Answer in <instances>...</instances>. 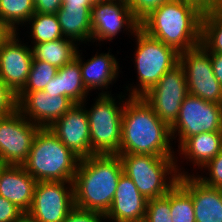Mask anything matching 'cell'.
I'll list each match as a JSON object with an SVG mask.
<instances>
[{
    "mask_svg": "<svg viewBox=\"0 0 222 222\" xmlns=\"http://www.w3.org/2000/svg\"><path fill=\"white\" fill-rule=\"evenodd\" d=\"M128 99V100H127ZM122 115L121 145L118 154H151L174 157L171 129L161 121L142 97H129ZM173 153V154H172Z\"/></svg>",
    "mask_w": 222,
    "mask_h": 222,
    "instance_id": "6da1fadb",
    "label": "cell"
},
{
    "mask_svg": "<svg viewBox=\"0 0 222 222\" xmlns=\"http://www.w3.org/2000/svg\"><path fill=\"white\" fill-rule=\"evenodd\" d=\"M122 173L123 165L118 154L81 158L73 180L74 206L105 215Z\"/></svg>",
    "mask_w": 222,
    "mask_h": 222,
    "instance_id": "7a4b0ae2",
    "label": "cell"
},
{
    "mask_svg": "<svg viewBox=\"0 0 222 222\" xmlns=\"http://www.w3.org/2000/svg\"><path fill=\"white\" fill-rule=\"evenodd\" d=\"M203 14L190 2L172 0L152 10L140 21V28L180 53L201 44Z\"/></svg>",
    "mask_w": 222,
    "mask_h": 222,
    "instance_id": "3957f363",
    "label": "cell"
},
{
    "mask_svg": "<svg viewBox=\"0 0 222 222\" xmlns=\"http://www.w3.org/2000/svg\"><path fill=\"white\" fill-rule=\"evenodd\" d=\"M80 159L49 128H39L22 166L37 182H73Z\"/></svg>",
    "mask_w": 222,
    "mask_h": 222,
    "instance_id": "277c9868",
    "label": "cell"
},
{
    "mask_svg": "<svg viewBox=\"0 0 222 222\" xmlns=\"http://www.w3.org/2000/svg\"><path fill=\"white\" fill-rule=\"evenodd\" d=\"M118 155L122 161L123 173L132 179L147 200L166 195L178 182L180 173L175 157L151 154ZM167 174L171 177H166Z\"/></svg>",
    "mask_w": 222,
    "mask_h": 222,
    "instance_id": "5b68a950",
    "label": "cell"
},
{
    "mask_svg": "<svg viewBox=\"0 0 222 222\" xmlns=\"http://www.w3.org/2000/svg\"><path fill=\"white\" fill-rule=\"evenodd\" d=\"M135 36L138 45L134 61L140 83L139 87H133L128 97H142L179 63L180 53L175 48L149 36L141 28L134 33Z\"/></svg>",
    "mask_w": 222,
    "mask_h": 222,
    "instance_id": "8992f818",
    "label": "cell"
},
{
    "mask_svg": "<svg viewBox=\"0 0 222 222\" xmlns=\"http://www.w3.org/2000/svg\"><path fill=\"white\" fill-rule=\"evenodd\" d=\"M90 110L86 109L90 126L91 155L118 154L121 145L124 104L117 106L115 98L101 92Z\"/></svg>",
    "mask_w": 222,
    "mask_h": 222,
    "instance_id": "52a82bcc",
    "label": "cell"
},
{
    "mask_svg": "<svg viewBox=\"0 0 222 222\" xmlns=\"http://www.w3.org/2000/svg\"><path fill=\"white\" fill-rule=\"evenodd\" d=\"M171 136H179V146L188 138L203 132H222V105L188 94L178 117L170 127Z\"/></svg>",
    "mask_w": 222,
    "mask_h": 222,
    "instance_id": "ba28073f",
    "label": "cell"
},
{
    "mask_svg": "<svg viewBox=\"0 0 222 222\" xmlns=\"http://www.w3.org/2000/svg\"><path fill=\"white\" fill-rule=\"evenodd\" d=\"M188 94L222 105V85L213 73L209 51L198 45L179 54Z\"/></svg>",
    "mask_w": 222,
    "mask_h": 222,
    "instance_id": "9c48e42d",
    "label": "cell"
},
{
    "mask_svg": "<svg viewBox=\"0 0 222 222\" xmlns=\"http://www.w3.org/2000/svg\"><path fill=\"white\" fill-rule=\"evenodd\" d=\"M187 95L185 72L182 65L178 63L168 70L142 98L152 107L161 121L171 127Z\"/></svg>",
    "mask_w": 222,
    "mask_h": 222,
    "instance_id": "30bf717a",
    "label": "cell"
},
{
    "mask_svg": "<svg viewBox=\"0 0 222 222\" xmlns=\"http://www.w3.org/2000/svg\"><path fill=\"white\" fill-rule=\"evenodd\" d=\"M39 128L18 110L0 117V163L23 165Z\"/></svg>",
    "mask_w": 222,
    "mask_h": 222,
    "instance_id": "8fae6325",
    "label": "cell"
},
{
    "mask_svg": "<svg viewBox=\"0 0 222 222\" xmlns=\"http://www.w3.org/2000/svg\"><path fill=\"white\" fill-rule=\"evenodd\" d=\"M74 207L73 182L40 181L27 213L39 222H63Z\"/></svg>",
    "mask_w": 222,
    "mask_h": 222,
    "instance_id": "7c38bea8",
    "label": "cell"
},
{
    "mask_svg": "<svg viewBox=\"0 0 222 222\" xmlns=\"http://www.w3.org/2000/svg\"><path fill=\"white\" fill-rule=\"evenodd\" d=\"M91 25L92 40L111 41L124 27L134 34L140 28V21L133 15L126 1L106 0L93 4Z\"/></svg>",
    "mask_w": 222,
    "mask_h": 222,
    "instance_id": "4fadbf2b",
    "label": "cell"
},
{
    "mask_svg": "<svg viewBox=\"0 0 222 222\" xmlns=\"http://www.w3.org/2000/svg\"><path fill=\"white\" fill-rule=\"evenodd\" d=\"M73 105L68 97L49 95L43 90L20 91L17 94V110L40 128L51 127Z\"/></svg>",
    "mask_w": 222,
    "mask_h": 222,
    "instance_id": "5bb4252c",
    "label": "cell"
},
{
    "mask_svg": "<svg viewBox=\"0 0 222 222\" xmlns=\"http://www.w3.org/2000/svg\"><path fill=\"white\" fill-rule=\"evenodd\" d=\"M12 33L0 44V79L18 94L25 86L33 62L32 49Z\"/></svg>",
    "mask_w": 222,
    "mask_h": 222,
    "instance_id": "9a60e30c",
    "label": "cell"
},
{
    "mask_svg": "<svg viewBox=\"0 0 222 222\" xmlns=\"http://www.w3.org/2000/svg\"><path fill=\"white\" fill-rule=\"evenodd\" d=\"M85 109L84 102L75 103L49 127L57 138L80 158L91 156L90 126Z\"/></svg>",
    "mask_w": 222,
    "mask_h": 222,
    "instance_id": "2e32d148",
    "label": "cell"
},
{
    "mask_svg": "<svg viewBox=\"0 0 222 222\" xmlns=\"http://www.w3.org/2000/svg\"><path fill=\"white\" fill-rule=\"evenodd\" d=\"M191 197L196 222H222V189L181 172L177 182Z\"/></svg>",
    "mask_w": 222,
    "mask_h": 222,
    "instance_id": "e0dca14e",
    "label": "cell"
},
{
    "mask_svg": "<svg viewBox=\"0 0 222 222\" xmlns=\"http://www.w3.org/2000/svg\"><path fill=\"white\" fill-rule=\"evenodd\" d=\"M147 199L139 192L132 179L121 174L111 207L104 215L112 222H134L145 219Z\"/></svg>",
    "mask_w": 222,
    "mask_h": 222,
    "instance_id": "ac0fdd59",
    "label": "cell"
},
{
    "mask_svg": "<svg viewBox=\"0 0 222 222\" xmlns=\"http://www.w3.org/2000/svg\"><path fill=\"white\" fill-rule=\"evenodd\" d=\"M36 183L22 165L0 166V196L24 213L31 208Z\"/></svg>",
    "mask_w": 222,
    "mask_h": 222,
    "instance_id": "d6986e66",
    "label": "cell"
},
{
    "mask_svg": "<svg viewBox=\"0 0 222 222\" xmlns=\"http://www.w3.org/2000/svg\"><path fill=\"white\" fill-rule=\"evenodd\" d=\"M80 53L77 51L76 59L79 61L82 81L86 90L89 92L92 89H106L108 85L115 80L119 73V65L115 59V56L101 53L88 59L87 62L83 63L80 58ZM97 87V88H96ZM99 87V88H98Z\"/></svg>",
    "mask_w": 222,
    "mask_h": 222,
    "instance_id": "ffe728a7",
    "label": "cell"
},
{
    "mask_svg": "<svg viewBox=\"0 0 222 222\" xmlns=\"http://www.w3.org/2000/svg\"><path fill=\"white\" fill-rule=\"evenodd\" d=\"M47 94L68 97L74 104L86 102L88 91L82 81L79 61L74 58L57 70L56 75L43 90ZM87 94V95H86ZM86 97V98H85Z\"/></svg>",
    "mask_w": 222,
    "mask_h": 222,
    "instance_id": "44dd1931",
    "label": "cell"
},
{
    "mask_svg": "<svg viewBox=\"0 0 222 222\" xmlns=\"http://www.w3.org/2000/svg\"><path fill=\"white\" fill-rule=\"evenodd\" d=\"M93 5H61L56 12L64 38L77 42L92 40L91 10Z\"/></svg>",
    "mask_w": 222,
    "mask_h": 222,
    "instance_id": "7402d4cb",
    "label": "cell"
},
{
    "mask_svg": "<svg viewBox=\"0 0 222 222\" xmlns=\"http://www.w3.org/2000/svg\"><path fill=\"white\" fill-rule=\"evenodd\" d=\"M180 154L202 168L222 150V132H203L188 137L180 146Z\"/></svg>",
    "mask_w": 222,
    "mask_h": 222,
    "instance_id": "603a6c76",
    "label": "cell"
},
{
    "mask_svg": "<svg viewBox=\"0 0 222 222\" xmlns=\"http://www.w3.org/2000/svg\"><path fill=\"white\" fill-rule=\"evenodd\" d=\"M77 48L73 40L63 37L55 41L35 44L31 49L34 59L47 62L59 69L76 57Z\"/></svg>",
    "mask_w": 222,
    "mask_h": 222,
    "instance_id": "cb8c5ba5",
    "label": "cell"
},
{
    "mask_svg": "<svg viewBox=\"0 0 222 222\" xmlns=\"http://www.w3.org/2000/svg\"><path fill=\"white\" fill-rule=\"evenodd\" d=\"M201 45L209 53H222V6L204 12Z\"/></svg>",
    "mask_w": 222,
    "mask_h": 222,
    "instance_id": "d4e9b609",
    "label": "cell"
},
{
    "mask_svg": "<svg viewBox=\"0 0 222 222\" xmlns=\"http://www.w3.org/2000/svg\"><path fill=\"white\" fill-rule=\"evenodd\" d=\"M28 21L34 45L64 37L56 14L35 12Z\"/></svg>",
    "mask_w": 222,
    "mask_h": 222,
    "instance_id": "484cf974",
    "label": "cell"
},
{
    "mask_svg": "<svg viewBox=\"0 0 222 222\" xmlns=\"http://www.w3.org/2000/svg\"><path fill=\"white\" fill-rule=\"evenodd\" d=\"M35 12L33 0H0V18L13 32H17L16 25L28 22Z\"/></svg>",
    "mask_w": 222,
    "mask_h": 222,
    "instance_id": "4316f807",
    "label": "cell"
},
{
    "mask_svg": "<svg viewBox=\"0 0 222 222\" xmlns=\"http://www.w3.org/2000/svg\"><path fill=\"white\" fill-rule=\"evenodd\" d=\"M172 222H196L192 197L177 183L170 190Z\"/></svg>",
    "mask_w": 222,
    "mask_h": 222,
    "instance_id": "83f0119b",
    "label": "cell"
},
{
    "mask_svg": "<svg viewBox=\"0 0 222 222\" xmlns=\"http://www.w3.org/2000/svg\"><path fill=\"white\" fill-rule=\"evenodd\" d=\"M58 68L47 62L33 58L27 82L21 91H40L56 75Z\"/></svg>",
    "mask_w": 222,
    "mask_h": 222,
    "instance_id": "f1b7e54d",
    "label": "cell"
},
{
    "mask_svg": "<svg viewBox=\"0 0 222 222\" xmlns=\"http://www.w3.org/2000/svg\"><path fill=\"white\" fill-rule=\"evenodd\" d=\"M170 209V191L161 197L147 201L146 222H172Z\"/></svg>",
    "mask_w": 222,
    "mask_h": 222,
    "instance_id": "f546056e",
    "label": "cell"
},
{
    "mask_svg": "<svg viewBox=\"0 0 222 222\" xmlns=\"http://www.w3.org/2000/svg\"><path fill=\"white\" fill-rule=\"evenodd\" d=\"M204 168L205 170L208 168L210 173L209 177L198 175V179L208 186L222 189V150L215 158L210 160Z\"/></svg>",
    "mask_w": 222,
    "mask_h": 222,
    "instance_id": "4dcf8cb0",
    "label": "cell"
},
{
    "mask_svg": "<svg viewBox=\"0 0 222 222\" xmlns=\"http://www.w3.org/2000/svg\"><path fill=\"white\" fill-rule=\"evenodd\" d=\"M172 0H126L133 15L141 21L152 10L159 8L163 3H167Z\"/></svg>",
    "mask_w": 222,
    "mask_h": 222,
    "instance_id": "1f68e13d",
    "label": "cell"
},
{
    "mask_svg": "<svg viewBox=\"0 0 222 222\" xmlns=\"http://www.w3.org/2000/svg\"><path fill=\"white\" fill-rule=\"evenodd\" d=\"M17 110V94L0 79V117Z\"/></svg>",
    "mask_w": 222,
    "mask_h": 222,
    "instance_id": "d6a6232c",
    "label": "cell"
},
{
    "mask_svg": "<svg viewBox=\"0 0 222 222\" xmlns=\"http://www.w3.org/2000/svg\"><path fill=\"white\" fill-rule=\"evenodd\" d=\"M102 219L105 220L102 213L74 207L63 222H102Z\"/></svg>",
    "mask_w": 222,
    "mask_h": 222,
    "instance_id": "836d02e7",
    "label": "cell"
},
{
    "mask_svg": "<svg viewBox=\"0 0 222 222\" xmlns=\"http://www.w3.org/2000/svg\"><path fill=\"white\" fill-rule=\"evenodd\" d=\"M23 214L16 205L0 196V222H16Z\"/></svg>",
    "mask_w": 222,
    "mask_h": 222,
    "instance_id": "e575fe53",
    "label": "cell"
},
{
    "mask_svg": "<svg viewBox=\"0 0 222 222\" xmlns=\"http://www.w3.org/2000/svg\"><path fill=\"white\" fill-rule=\"evenodd\" d=\"M36 12L56 14L60 9L63 0H33Z\"/></svg>",
    "mask_w": 222,
    "mask_h": 222,
    "instance_id": "d590c367",
    "label": "cell"
},
{
    "mask_svg": "<svg viewBox=\"0 0 222 222\" xmlns=\"http://www.w3.org/2000/svg\"><path fill=\"white\" fill-rule=\"evenodd\" d=\"M213 73L218 82L222 85V53H209Z\"/></svg>",
    "mask_w": 222,
    "mask_h": 222,
    "instance_id": "8d00e7d4",
    "label": "cell"
},
{
    "mask_svg": "<svg viewBox=\"0 0 222 222\" xmlns=\"http://www.w3.org/2000/svg\"><path fill=\"white\" fill-rule=\"evenodd\" d=\"M190 2L200 8L203 12L210 11L222 6V0H182Z\"/></svg>",
    "mask_w": 222,
    "mask_h": 222,
    "instance_id": "74e56055",
    "label": "cell"
},
{
    "mask_svg": "<svg viewBox=\"0 0 222 222\" xmlns=\"http://www.w3.org/2000/svg\"><path fill=\"white\" fill-rule=\"evenodd\" d=\"M12 33L10 27L0 18V44L4 42Z\"/></svg>",
    "mask_w": 222,
    "mask_h": 222,
    "instance_id": "f35d334b",
    "label": "cell"
},
{
    "mask_svg": "<svg viewBox=\"0 0 222 222\" xmlns=\"http://www.w3.org/2000/svg\"><path fill=\"white\" fill-rule=\"evenodd\" d=\"M62 5L69 6H81V5H93L91 0H63Z\"/></svg>",
    "mask_w": 222,
    "mask_h": 222,
    "instance_id": "ab89813d",
    "label": "cell"
},
{
    "mask_svg": "<svg viewBox=\"0 0 222 222\" xmlns=\"http://www.w3.org/2000/svg\"><path fill=\"white\" fill-rule=\"evenodd\" d=\"M16 222H39L32 218L28 213H24Z\"/></svg>",
    "mask_w": 222,
    "mask_h": 222,
    "instance_id": "60d3db41",
    "label": "cell"
},
{
    "mask_svg": "<svg viewBox=\"0 0 222 222\" xmlns=\"http://www.w3.org/2000/svg\"><path fill=\"white\" fill-rule=\"evenodd\" d=\"M103 1H106V0H91V2L94 4V3H99V2H103Z\"/></svg>",
    "mask_w": 222,
    "mask_h": 222,
    "instance_id": "b9f144b4",
    "label": "cell"
},
{
    "mask_svg": "<svg viewBox=\"0 0 222 222\" xmlns=\"http://www.w3.org/2000/svg\"><path fill=\"white\" fill-rule=\"evenodd\" d=\"M134 222H146L145 220H140V221H134Z\"/></svg>",
    "mask_w": 222,
    "mask_h": 222,
    "instance_id": "7bdbcfd3",
    "label": "cell"
}]
</instances>
